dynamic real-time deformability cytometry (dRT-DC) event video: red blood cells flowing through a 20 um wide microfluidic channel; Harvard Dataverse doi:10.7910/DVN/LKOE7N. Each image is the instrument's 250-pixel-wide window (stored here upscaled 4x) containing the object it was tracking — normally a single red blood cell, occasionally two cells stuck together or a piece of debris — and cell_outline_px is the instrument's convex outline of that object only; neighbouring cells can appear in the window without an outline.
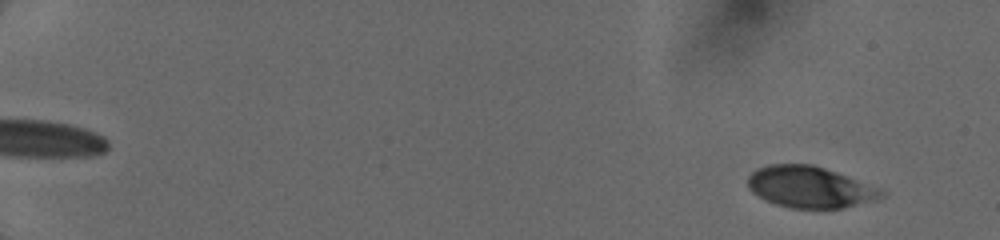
{"species": "human", "species_latin": "Homo sapiens", "temperature_condition": "cold", "stored_images_in_passage": 25, "camera_frame_rate_fps": 3000, "um_per_image_px": 0.085, "donor": {"sex": "female"}, "frame": {"image": 1, "passage_image": 1, "time_ms": 0.0, "image_size_px": [1000, 240], "cell_outline_px": [[888, 192], [884, 196], [872, 200], [844, 208], [792, 208], [776, 204], [764, 200], [752, 192], [748, 188], [748, 176], [756, 168], [768, 164], [812, 164], [836, 172], [880, 188]], "centroid_in_image_um": [68.81, 15.9], "position_along_channel_um": 16.2, "area_um2": 32.19}}
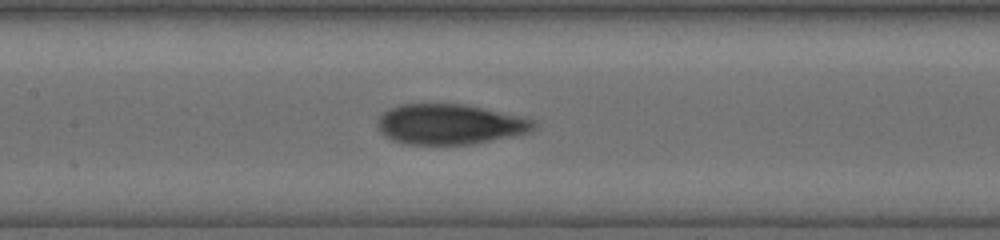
{"frame": {"image": 2, "passage_image": 12, "time_ms": 8.0, "image_size_px": [1000, 240], "cell_outline_px": [[536, 128], [532, 132], [516, 136], [472, 144], [408, 144], [392, 140], [384, 136], [376, 128], [376, 124], [380, 116], [388, 108], [400, 104], [464, 104], [520, 116], [536, 120]], "centroid_in_image_um": [38.24, 10.57], "position_along_channel_um": 169.2, "area_um2": 36.99}}
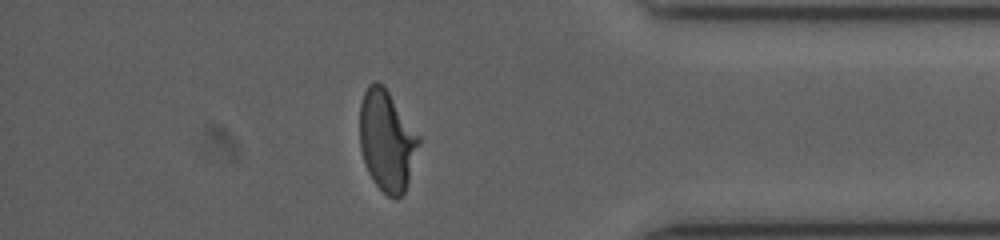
{"frame": {"image": 3, "passage_image": 22, "time_ms": 14.0, "image_size_px": [1000, 240], "cell_outline_px": [[424, 140], [404, 192], [396, 200], [388, 196], [376, 184], [368, 172], [360, 148], [360, 104], [364, 92], [368, 84], [376, 80], [384, 84]], "centroid_in_image_um": [32.94, 11.92], "position_along_channel_um": 402.3, "area_um2": 35.55}}